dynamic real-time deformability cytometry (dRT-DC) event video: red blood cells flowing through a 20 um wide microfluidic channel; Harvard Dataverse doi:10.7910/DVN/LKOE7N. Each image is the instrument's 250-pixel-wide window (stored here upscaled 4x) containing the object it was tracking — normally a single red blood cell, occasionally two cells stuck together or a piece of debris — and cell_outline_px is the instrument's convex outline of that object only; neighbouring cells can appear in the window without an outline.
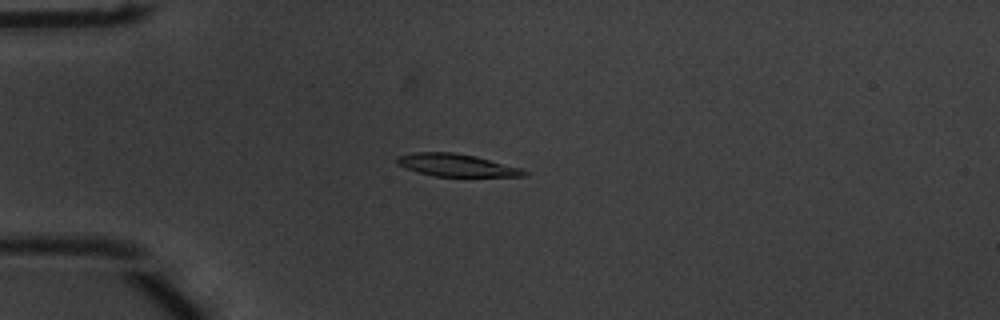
{"species": "common noctule bat (a hibernating species)", "species_latin": "Nyctalus noctula", "temperature_condition": "warm", "stored_images_in_passage": 52, "camera_frame_rate_fps": 3000, "um_per_image_px": 0.085, "animal": {"sex": "male", "body_mass_g": 20.1, "forearm_length_mm": 53.5}, "frame": {"image": 1, "passage_image": 14, "time_ms": 4.333, "image_size_px": [1000, 320], "cell_outline_px": [[528, 172], [524, 176], [436, 176], [416, 172], [404, 168], [396, 164], [396, 156], [416, 152], [452, 152], [476, 156], [520, 168]], "centroid_in_image_um": [38.72, 14.03], "position_along_channel_um": 46.3, "area_um2": 16.59}}
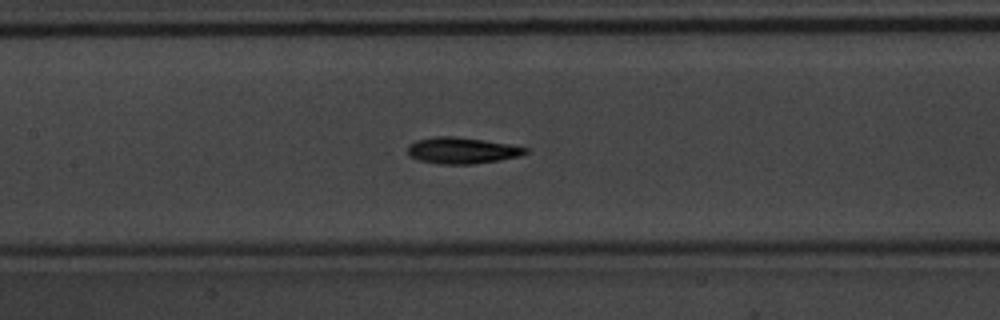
{"frame": {"image": 2, "passage_image": 25, "time_ms": 8.0, "image_size_px": [1000, 320], "cell_outline_px": [[528, 152], [520, 156], [500, 160], [472, 164], [440, 164], [420, 160], [412, 156], [408, 152], [408, 144], [416, 140], [436, 136], [452, 136], [484, 140], [508, 144], [528, 148]], "centroid_in_image_um": [39.28, 12.79], "position_along_channel_um": 168.1, "area_um2": 17.92}}
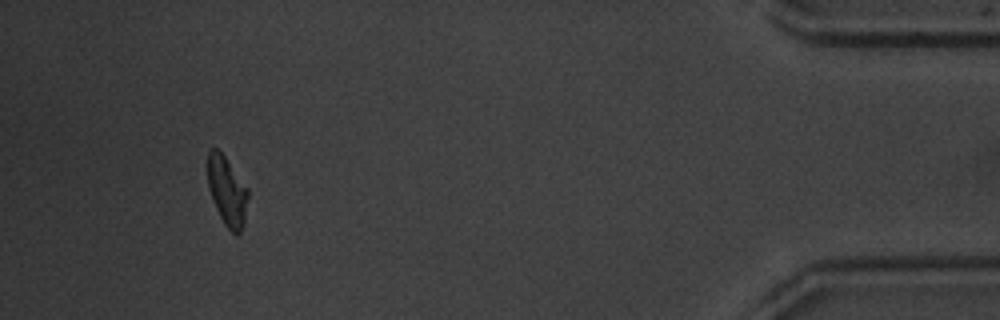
{"frame": {"image": 3, "passage_image": 49, "time_ms": 16.0, "image_size_px": [1000, 320], "cell_outline_px": [[248, 196], [244, 224], [240, 232], [236, 236], [224, 224], [212, 200], [208, 188], [208, 152], [212, 148], [216, 148], [224, 156], [248, 188]], "centroid_in_image_um": [19.3, 16.27], "position_along_channel_um": 415.9, "area_um2": 16.13}, "authors_computed_cell_mechanics": {"area_um2": 17.051, "velocity_mm_per_s": 3.8863, "shape_relaxation_time_tau1_ms": 2.8435, "shape_relaxation_time_tau2_ms": 2.3368, "deformation_change_tau1": 0.1602, "deformation_change_tau2": 0.1031}}